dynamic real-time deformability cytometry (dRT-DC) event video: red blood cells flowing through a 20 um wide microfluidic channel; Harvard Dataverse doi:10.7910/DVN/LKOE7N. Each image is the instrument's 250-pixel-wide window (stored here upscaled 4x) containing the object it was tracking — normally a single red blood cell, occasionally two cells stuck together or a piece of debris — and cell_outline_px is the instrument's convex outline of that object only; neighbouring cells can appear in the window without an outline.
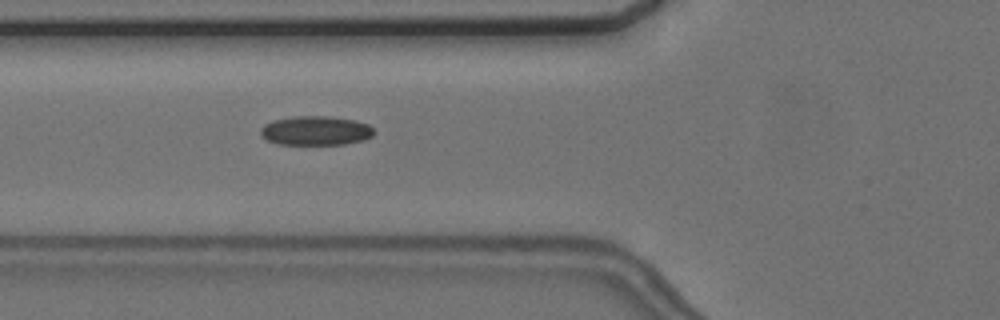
{"species": "common noctule bat (a hibernating species)", "species_latin": "Nyctalus noctula", "temperature_condition": "cold", "stored_images_in_passage": 3, "camera_frame_rate_fps": 3000, "um_per_image_px": 0.085, "animal": {"sex": "female", "body_mass_g": 24.6, "forearm_length_mm": 56.2}, "frame": {"image": 1, "passage_image": 3, "time_ms": 2.333, "image_size_px": [1000, 320], "cell_outline_px": [[376, 132], [372, 136], [364, 140], [344, 144], [280, 144], [268, 140], [260, 136], [260, 128], [264, 124], [272, 120], [292, 116], [332, 116], [356, 120], [368, 124]], "centroid_in_image_um": [26.84, 11.09], "position_along_channel_um": 99.0, "area_um2": 19.54}}